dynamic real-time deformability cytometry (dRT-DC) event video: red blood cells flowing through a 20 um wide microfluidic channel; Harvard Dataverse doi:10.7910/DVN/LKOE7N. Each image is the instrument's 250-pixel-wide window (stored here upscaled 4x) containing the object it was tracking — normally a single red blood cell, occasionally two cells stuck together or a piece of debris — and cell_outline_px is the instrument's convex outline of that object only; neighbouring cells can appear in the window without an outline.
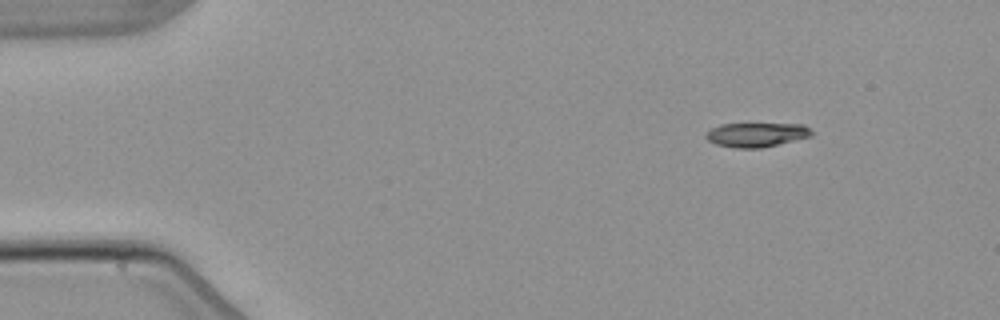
{"species": "common noctule bat (a hibernating species)", "species_latin": "Nyctalus noctula", "temperature_condition": "warm", "stored_images_in_passage": 6, "camera_frame_rate_fps": 3000, "um_per_image_px": 0.085, "animal": {"sex": "male", "body_mass_g": 21.5, "forearm_length_mm": 52.0}, "frame": {"image": 1, "passage_image": 1, "time_ms": 0.0, "image_size_px": [1000, 320], "cell_outline_px": [[812, 136], [760, 148], [736, 148], [716, 144], [708, 140], [704, 136], [712, 128], [720, 124], [804, 124], [812, 132]], "centroid_in_image_um": [64.29, 11.45], "position_along_channel_um": 20.7, "area_um2": 14.74}}
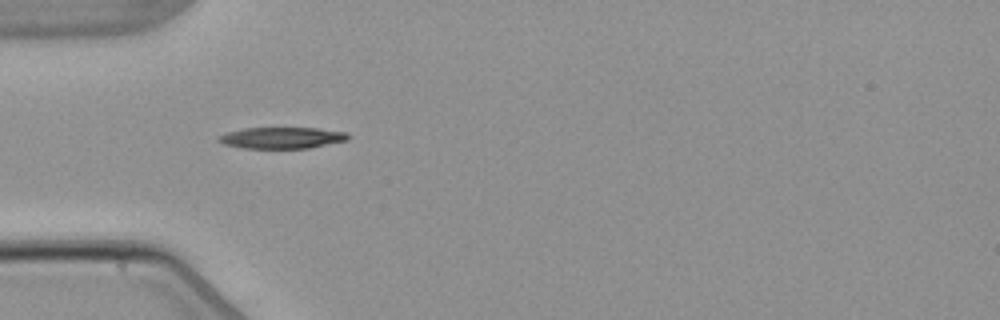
{"frame": {"image": 2, "passage_image": 3, "time_ms": 3.333, "image_size_px": [1000, 320], "cell_outline_px": [[348, 140], [308, 148], [244, 148], [224, 144], [216, 140], [220, 136], [228, 132], [244, 128], [316, 128], [344, 132], [348, 136]], "centroid_in_image_um": [23.93, 11.71], "position_along_channel_um": 61.1, "area_um2": 15.84}}
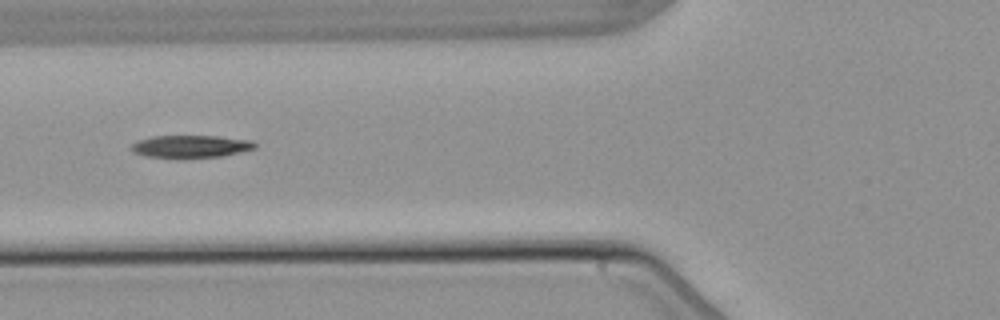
{"frame": {"image": 3, "passage_image": 4, "time_ms": 4.667, "image_size_px": [1000, 320], "cell_outline_px": [[256, 148], [220, 156], [148, 156], [132, 152], [132, 144], [140, 140], [152, 136], [216, 136], [252, 140], [256, 144]], "centroid_in_image_um": [16.25, 12.41], "position_along_channel_um": 109.6, "area_um2": 15.43}}